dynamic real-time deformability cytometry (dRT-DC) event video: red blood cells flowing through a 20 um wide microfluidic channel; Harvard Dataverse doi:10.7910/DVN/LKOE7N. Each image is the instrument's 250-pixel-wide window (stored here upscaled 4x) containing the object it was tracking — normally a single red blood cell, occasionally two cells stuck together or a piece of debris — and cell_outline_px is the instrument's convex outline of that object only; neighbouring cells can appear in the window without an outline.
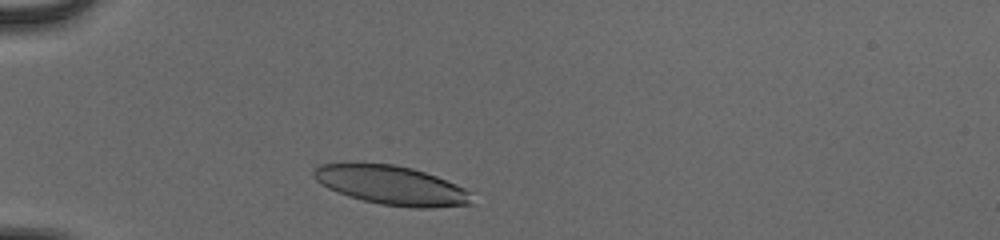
{"species": "human", "species_latin": "Homo sapiens", "temperature_condition": "cold", "stored_images_in_passage": 32, "camera_frame_rate_fps": 3000, "um_per_image_px": 0.085, "donor": {"sex": "male"}, "frame": {"image": 1, "passage_image": 3, "time_ms": 0.667, "image_size_px": [1000, 240], "cell_outline_px": [[476, 204], [432, 208], [416, 208], [380, 204], [348, 196], [328, 188], [316, 180], [312, 176], [312, 172], [320, 164], [392, 164], [412, 168], [436, 176], [456, 184], [472, 192]], "centroid_in_image_um": [33.36, 15.77], "position_along_channel_um": 51.6, "area_um2": 35.89}}
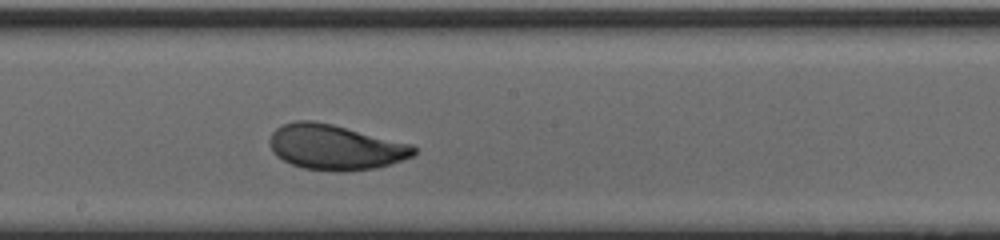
{"frame": {"image": 2, "passage_image": 18, "time_ms": 5.667, "image_size_px": [1000, 240], "cell_outline_px": [[416, 152], [412, 156], [376, 168], [340, 172], [332, 172], [304, 168], [292, 164], [276, 156], [268, 140], [272, 132], [276, 128], [284, 124], [296, 120], [312, 120], [332, 124], [412, 144], [416, 148]], "centroid_in_image_um": [28.48, 12.51], "position_along_channel_um": 219.7, "area_um2": 37.86}}
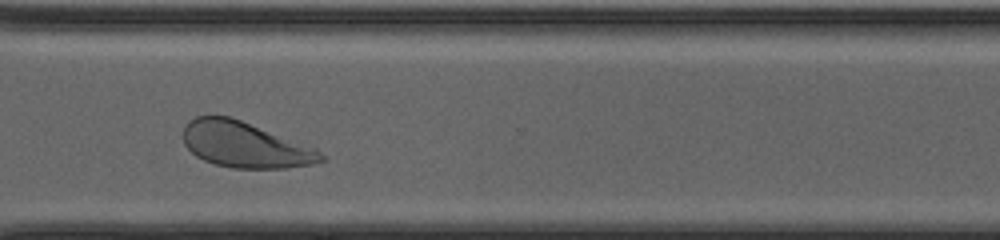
{"frame": {"image": 3, "passage_image": 28, "time_ms": 9.0, "image_size_px": [1000, 240], "cell_outline_px": [[328, 160], [312, 164], [284, 168], [232, 168], [216, 164], [204, 160], [196, 156], [184, 144], [184, 128], [188, 120], [196, 116], [228, 116], [240, 120], [316, 148]], "centroid_in_image_um": [20.82, 12.31], "position_along_channel_um": 349.8, "area_um2": 36.41}, "authors_computed_cell_mechanics": {"area_um2": 36.9631, "velocity_mm_per_s": 3.8799, "shape_relaxation_time_tau1_ms": 2.6744, "shape_relaxation_time_tau2_ms": 0.9001, "deformation_change_tau1": 0.1249, "deformation_change_tau2": 0.0571}}